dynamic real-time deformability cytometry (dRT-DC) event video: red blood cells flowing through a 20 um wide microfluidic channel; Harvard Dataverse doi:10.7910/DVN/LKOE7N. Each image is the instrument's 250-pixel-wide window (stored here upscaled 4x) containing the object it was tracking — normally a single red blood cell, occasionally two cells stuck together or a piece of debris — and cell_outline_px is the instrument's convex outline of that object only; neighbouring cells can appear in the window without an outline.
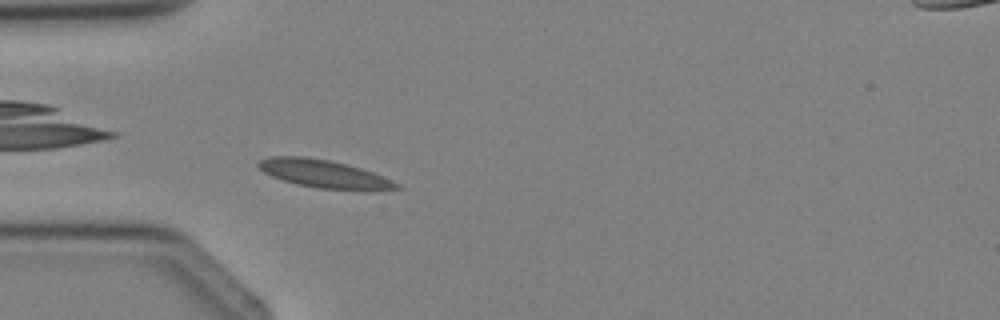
{"species": "Egyptian fruit bat (a non-hibernating species)", "species_latin": "Rousettus aegyptiacus", "temperature_condition": "cold", "stored_images_in_passage": 3, "camera_frame_rate_fps": 3000, "um_per_image_px": 0.085, "animal": {"sex": "female"}, "frame": {"image": 1, "passage_image": 3, "time_ms": 2.333, "image_size_px": [1000, 320], "cell_outline_px": [[404, 188], [316, 188], [296, 184], [272, 176], [264, 172], [256, 164], [260, 160], [272, 156], [304, 156], [328, 160], [360, 168], [372, 172], [392, 180], [400, 184]], "centroid_in_image_um": [27.44, 14.74], "position_along_channel_um": 57.6, "area_um2": 21.56}}